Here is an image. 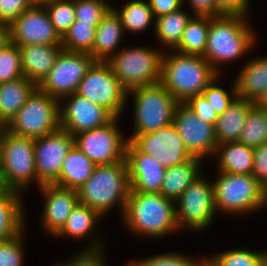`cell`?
I'll return each mask as SVG.
<instances>
[{
    "label": "cell",
    "instance_id": "cell-1",
    "mask_svg": "<svg viewBox=\"0 0 267 266\" xmlns=\"http://www.w3.org/2000/svg\"><path fill=\"white\" fill-rule=\"evenodd\" d=\"M247 18L227 14L209 17L207 45L203 57L219 75V65L243 57L254 47L256 35L247 24Z\"/></svg>",
    "mask_w": 267,
    "mask_h": 266
},
{
    "label": "cell",
    "instance_id": "cell-2",
    "mask_svg": "<svg viewBox=\"0 0 267 266\" xmlns=\"http://www.w3.org/2000/svg\"><path fill=\"white\" fill-rule=\"evenodd\" d=\"M122 217L126 228L138 236L160 238L179 230L175 201L161 193L130 191Z\"/></svg>",
    "mask_w": 267,
    "mask_h": 266
},
{
    "label": "cell",
    "instance_id": "cell-3",
    "mask_svg": "<svg viewBox=\"0 0 267 266\" xmlns=\"http://www.w3.org/2000/svg\"><path fill=\"white\" fill-rule=\"evenodd\" d=\"M220 76L201 55L174 52L162 59L160 83L176 98L185 103L203 91Z\"/></svg>",
    "mask_w": 267,
    "mask_h": 266
},
{
    "label": "cell",
    "instance_id": "cell-4",
    "mask_svg": "<svg viewBox=\"0 0 267 266\" xmlns=\"http://www.w3.org/2000/svg\"><path fill=\"white\" fill-rule=\"evenodd\" d=\"M130 189L127 163L116 162L96 165L91 177L77 191L80 203L104 216L116 205L124 213Z\"/></svg>",
    "mask_w": 267,
    "mask_h": 266
},
{
    "label": "cell",
    "instance_id": "cell-5",
    "mask_svg": "<svg viewBox=\"0 0 267 266\" xmlns=\"http://www.w3.org/2000/svg\"><path fill=\"white\" fill-rule=\"evenodd\" d=\"M218 172V179L212 182L216 211L246 214L267 205L265 187L252 174Z\"/></svg>",
    "mask_w": 267,
    "mask_h": 266
},
{
    "label": "cell",
    "instance_id": "cell-6",
    "mask_svg": "<svg viewBox=\"0 0 267 266\" xmlns=\"http://www.w3.org/2000/svg\"><path fill=\"white\" fill-rule=\"evenodd\" d=\"M163 55L159 48L131 47L117 51L105 62L128 92L160 82Z\"/></svg>",
    "mask_w": 267,
    "mask_h": 266
},
{
    "label": "cell",
    "instance_id": "cell-7",
    "mask_svg": "<svg viewBox=\"0 0 267 266\" xmlns=\"http://www.w3.org/2000/svg\"><path fill=\"white\" fill-rule=\"evenodd\" d=\"M134 97L133 134H145L173 123L174 112L179 103L159 82L137 87L127 92Z\"/></svg>",
    "mask_w": 267,
    "mask_h": 266
},
{
    "label": "cell",
    "instance_id": "cell-8",
    "mask_svg": "<svg viewBox=\"0 0 267 266\" xmlns=\"http://www.w3.org/2000/svg\"><path fill=\"white\" fill-rule=\"evenodd\" d=\"M60 101L37 88L5 126L23 137L40 138L60 128Z\"/></svg>",
    "mask_w": 267,
    "mask_h": 266
},
{
    "label": "cell",
    "instance_id": "cell-9",
    "mask_svg": "<svg viewBox=\"0 0 267 266\" xmlns=\"http://www.w3.org/2000/svg\"><path fill=\"white\" fill-rule=\"evenodd\" d=\"M0 165L15 191L23 192L32 182L42 186L37 178L33 138L18 136L4 129L0 133Z\"/></svg>",
    "mask_w": 267,
    "mask_h": 266
},
{
    "label": "cell",
    "instance_id": "cell-10",
    "mask_svg": "<svg viewBox=\"0 0 267 266\" xmlns=\"http://www.w3.org/2000/svg\"><path fill=\"white\" fill-rule=\"evenodd\" d=\"M175 206L179 229L186 228L198 232L207 230L217 212L213 184L201 174L175 201Z\"/></svg>",
    "mask_w": 267,
    "mask_h": 266
},
{
    "label": "cell",
    "instance_id": "cell-11",
    "mask_svg": "<svg viewBox=\"0 0 267 266\" xmlns=\"http://www.w3.org/2000/svg\"><path fill=\"white\" fill-rule=\"evenodd\" d=\"M76 94L120 117L127 104V91L105 61H94L79 83Z\"/></svg>",
    "mask_w": 267,
    "mask_h": 266
},
{
    "label": "cell",
    "instance_id": "cell-12",
    "mask_svg": "<svg viewBox=\"0 0 267 266\" xmlns=\"http://www.w3.org/2000/svg\"><path fill=\"white\" fill-rule=\"evenodd\" d=\"M118 117L108 124L74 135L75 145L96 165L126 162L125 139L118 126Z\"/></svg>",
    "mask_w": 267,
    "mask_h": 266
},
{
    "label": "cell",
    "instance_id": "cell-13",
    "mask_svg": "<svg viewBox=\"0 0 267 266\" xmlns=\"http://www.w3.org/2000/svg\"><path fill=\"white\" fill-rule=\"evenodd\" d=\"M94 61L90 54L62 49L38 88L61 101L62 98L76 93L79 83Z\"/></svg>",
    "mask_w": 267,
    "mask_h": 266
},
{
    "label": "cell",
    "instance_id": "cell-14",
    "mask_svg": "<svg viewBox=\"0 0 267 266\" xmlns=\"http://www.w3.org/2000/svg\"><path fill=\"white\" fill-rule=\"evenodd\" d=\"M173 125L191 157L204 161L214 156L218 145L214 125L198 118L185 103L177 104Z\"/></svg>",
    "mask_w": 267,
    "mask_h": 266
},
{
    "label": "cell",
    "instance_id": "cell-15",
    "mask_svg": "<svg viewBox=\"0 0 267 266\" xmlns=\"http://www.w3.org/2000/svg\"><path fill=\"white\" fill-rule=\"evenodd\" d=\"M74 145V136L61 128L34 139L35 167L41 185L53 184L59 178L64 159Z\"/></svg>",
    "mask_w": 267,
    "mask_h": 266
},
{
    "label": "cell",
    "instance_id": "cell-16",
    "mask_svg": "<svg viewBox=\"0 0 267 266\" xmlns=\"http://www.w3.org/2000/svg\"><path fill=\"white\" fill-rule=\"evenodd\" d=\"M128 141L141 152L151 154L166 169L191 158L173 123L149 133L132 134Z\"/></svg>",
    "mask_w": 267,
    "mask_h": 266
},
{
    "label": "cell",
    "instance_id": "cell-17",
    "mask_svg": "<svg viewBox=\"0 0 267 266\" xmlns=\"http://www.w3.org/2000/svg\"><path fill=\"white\" fill-rule=\"evenodd\" d=\"M10 42L24 45H61L44 6H30L10 25Z\"/></svg>",
    "mask_w": 267,
    "mask_h": 266
},
{
    "label": "cell",
    "instance_id": "cell-18",
    "mask_svg": "<svg viewBox=\"0 0 267 266\" xmlns=\"http://www.w3.org/2000/svg\"><path fill=\"white\" fill-rule=\"evenodd\" d=\"M64 99L67 100V103H64L66 101ZM61 100H63V103L60 102L59 106L60 128L68 131L73 136L102 127L115 118L102 106L76 93L68 95Z\"/></svg>",
    "mask_w": 267,
    "mask_h": 266
},
{
    "label": "cell",
    "instance_id": "cell-19",
    "mask_svg": "<svg viewBox=\"0 0 267 266\" xmlns=\"http://www.w3.org/2000/svg\"><path fill=\"white\" fill-rule=\"evenodd\" d=\"M130 191L160 193L166 168L151 154L141 152L131 141L126 146Z\"/></svg>",
    "mask_w": 267,
    "mask_h": 266
},
{
    "label": "cell",
    "instance_id": "cell-20",
    "mask_svg": "<svg viewBox=\"0 0 267 266\" xmlns=\"http://www.w3.org/2000/svg\"><path fill=\"white\" fill-rule=\"evenodd\" d=\"M39 188L45 196L41 218L42 226L47 233L55 236L79 203L78 191L54 184H44Z\"/></svg>",
    "mask_w": 267,
    "mask_h": 266
},
{
    "label": "cell",
    "instance_id": "cell-21",
    "mask_svg": "<svg viewBox=\"0 0 267 266\" xmlns=\"http://www.w3.org/2000/svg\"><path fill=\"white\" fill-rule=\"evenodd\" d=\"M62 49V45L19 46L24 77L39 86L54 66Z\"/></svg>",
    "mask_w": 267,
    "mask_h": 266
},
{
    "label": "cell",
    "instance_id": "cell-22",
    "mask_svg": "<svg viewBox=\"0 0 267 266\" xmlns=\"http://www.w3.org/2000/svg\"><path fill=\"white\" fill-rule=\"evenodd\" d=\"M124 33L119 15L111 8L96 27L92 58L95 61H106L116 54Z\"/></svg>",
    "mask_w": 267,
    "mask_h": 266
},
{
    "label": "cell",
    "instance_id": "cell-23",
    "mask_svg": "<svg viewBox=\"0 0 267 266\" xmlns=\"http://www.w3.org/2000/svg\"><path fill=\"white\" fill-rule=\"evenodd\" d=\"M235 79L238 98L256 102L267 89V57L248 60Z\"/></svg>",
    "mask_w": 267,
    "mask_h": 266
},
{
    "label": "cell",
    "instance_id": "cell-24",
    "mask_svg": "<svg viewBox=\"0 0 267 266\" xmlns=\"http://www.w3.org/2000/svg\"><path fill=\"white\" fill-rule=\"evenodd\" d=\"M254 104L252 101L237 97L227 110L218 115L214 123L217 144L238 141L246 123L248 111Z\"/></svg>",
    "mask_w": 267,
    "mask_h": 266
},
{
    "label": "cell",
    "instance_id": "cell-25",
    "mask_svg": "<svg viewBox=\"0 0 267 266\" xmlns=\"http://www.w3.org/2000/svg\"><path fill=\"white\" fill-rule=\"evenodd\" d=\"M254 148L238 141L218 144L214 158L218 160V171L231 174H252Z\"/></svg>",
    "mask_w": 267,
    "mask_h": 266
},
{
    "label": "cell",
    "instance_id": "cell-26",
    "mask_svg": "<svg viewBox=\"0 0 267 266\" xmlns=\"http://www.w3.org/2000/svg\"><path fill=\"white\" fill-rule=\"evenodd\" d=\"M96 164L76 145L67 154L54 185L78 190L93 174Z\"/></svg>",
    "mask_w": 267,
    "mask_h": 266
},
{
    "label": "cell",
    "instance_id": "cell-27",
    "mask_svg": "<svg viewBox=\"0 0 267 266\" xmlns=\"http://www.w3.org/2000/svg\"><path fill=\"white\" fill-rule=\"evenodd\" d=\"M37 88L35 83L24 76L0 83V120L5 126Z\"/></svg>",
    "mask_w": 267,
    "mask_h": 266
},
{
    "label": "cell",
    "instance_id": "cell-28",
    "mask_svg": "<svg viewBox=\"0 0 267 266\" xmlns=\"http://www.w3.org/2000/svg\"><path fill=\"white\" fill-rule=\"evenodd\" d=\"M202 163V160L191 157L185 163L167 168L160 193L166 198L176 201L184 190L202 174Z\"/></svg>",
    "mask_w": 267,
    "mask_h": 266
},
{
    "label": "cell",
    "instance_id": "cell-29",
    "mask_svg": "<svg viewBox=\"0 0 267 266\" xmlns=\"http://www.w3.org/2000/svg\"><path fill=\"white\" fill-rule=\"evenodd\" d=\"M22 193L14 191L10 196L0 198V241L19 235L25 227V213Z\"/></svg>",
    "mask_w": 267,
    "mask_h": 266
},
{
    "label": "cell",
    "instance_id": "cell-30",
    "mask_svg": "<svg viewBox=\"0 0 267 266\" xmlns=\"http://www.w3.org/2000/svg\"><path fill=\"white\" fill-rule=\"evenodd\" d=\"M192 17L181 8L178 11L155 18L153 26L156 38L163 46L174 51L179 46L183 31Z\"/></svg>",
    "mask_w": 267,
    "mask_h": 266
},
{
    "label": "cell",
    "instance_id": "cell-31",
    "mask_svg": "<svg viewBox=\"0 0 267 266\" xmlns=\"http://www.w3.org/2000/svg\"><path fill=\"white\" fill-rule=\"evenodd\" d=\"M100 218L102 216L96 210L79 202L72 210L62 229L54 237H71L76 241L88 237L92 234L91 232H93Z\"/></svg>",
    "mask_w": 267,
    "mask_h": 266
},
{
    "label": "cell",
    "instance_id": "cell-32",
    "mask_svg": "<svg viewBox=\"0 0 267 266\" xmlns=\"http://www.w3.org/2000/svg\"><path fill=\"white\" fill-rule=\"evenodd\" d=\"M208 30V16H193L183 31L179 46L174 51L203 56L206 51Z\"/></svg>",
    "mask_w": 267,
    "mask_h": 266
},
{
    "label": "cell",
    "instance_id": "cell-33",
    "mask_svg": "<svg viewBox=\"0 0 267 266\" xmlns=\"http://www.w3.org/2000/svg\"><path fill=\"white\" fill-rule=\"evenodd\" d=\"M112 8L119 15L124 31L135 34L145 31L150 27L151 22L155 24V17L148 1L131 0L120 10L115 7Z\"/></svg>",
    "mask_w": 267,
    "mask_h": 266
},
{
    "label": "cell",
    "instance_id": "cell-34",
    "mask_svg": "<svg viewBox=\"0 0 267 266\" xmlns=\"http://www.w3.org/2000/svg\"><path fill=\"white\" fill-rule=\"evenodd\" d=\"M267 141V109L254 104L248 111L246 123L238 142L255 148Z\"/></svg>",
    "mask_w": 267,
    "mask_h": 266
},
{
    "label": "cell",
    "instance_id": "cell-35",
    "mask_svg": "<svg viewBox=\"0 0 267 266\" xmlns=\"http://www.w3.org/2000/svg\"><path fill=\"white\" fill-rule=\"evenodd\" d=\"M96 27L74 21L61 38L63 49L73 52L92 53Z\"/></svg>",
    "mask_w": 267,
    "mask_h": 266
},
{
    "label": "cell",
    "instance_id": "cell-36",
    "mask_svg": "<svg viewBox=\"0 0 267 266\" xmlns=\"http://www.w3.org/2000/svg\"><path fill=\"white\" fill-rule=\"evenodd\" d=\"M218 266H267V251L232 249L212 256Z\"/></svg>",
    "mask_w": 267,
    "mask_h": 266
},
{
    "label": "cell",
    "instance_id": "cell-37",
    "mask_svg": "<svg viewBox=\"0 0 267 266\" xmlns=\"http://www.w3.org/2000/svg\"><path fill=\"white\" fill-rule=\"evenodd\" d=\"M44 7L55 31L62 38L75 21L74 0H49Z\"/></svg>",
    "mask_w": 267,
    "mask_h": 266
},
{
    "label": "cell",
    "instance_id": "cell-38",
    "mask_svg": "<svg viewBox=\"0 0 267 266\" xmlns=\"http://www.w3.org/2000/svg\"><path fill=\"white\" fill-rule=\"evenodd\" d=\"M112 7L105 0H74L75 20L97 27Z\"/></svg>",
    "mask_w": 267,
    "mask_h": 266
},
{
    "label": "cell",
    "instance_id": "cell-39",
    "mask_svg": "<svg viewBox=\"0 0 267 266\" xmlns=\"http://www.w3.org/2000/svg\"><path fill=\"white\" fill-rule=\"evenodd\" d=\"M23 76L19 46L10 42L0 51V83Z\"/></svg>",
    "mask_w": 267,
    "mask_h": 266
},
{
    "label": "cell",
    "instance_id": "cell-40",
    "mask_svg": "<svg viewBox=\"0 0 267 266\" xmlns=\"http://www.w3.org/2000/svg\"><path fill=\"white\" fill-rule=\"evenodd\" d=\"M101 239L93 236L89 241V247L78 253L76 256L69 260L62 262V266H108L104 261L105 253L103 252V245Z\"/></svg>",
    "mask_w": 267,
    "mask_h": 266
},
{
    "label": "cell",
    "instance_id": "cell-41",
    "mask_svg": "<svg viewBox=\"0 0 267 266\" xmlns=\"http://www.w3.org/2000/svg\"><path fill=\"white\" fill-rule=\"evenodd\" d=\"M219 76L212 81V83L203 91V95L208 100L210 105L213 107L214 111L220 115L233 103V101L238 97L235 89V83L231 86L230 93L225 89L216 86V82ZM232 95V96H231Z\"/></svg>",
    "mask_w": 267,
    "mask_h": 266
},
{
    "label": "cell",
    "instance_id": "cell-42",
    "mask_svg": "<svg viewBox=\"0 0 267 266\" xmlns=\"http://www.w3.org/2000/svg\"><path fill=\"white\" fill-rule=\"evenodd\" d=\"M23 232L17 236L0 241V266H23Z\"/></svg>",
    "mask_w": 267,
    "mask_h": 266
},
{
    "label": "cell",
    "instance_id": "cell-43",
    "mask_svg": "<svg viewBox=\"0 0 267 266\" xmlns=\"http://www.w3.org/2000/svg\"><path fill=\"white\" fill-rule=\"evenodd\" d=\"M199 261L179 253H163L135 260L127 266H198Z\"/></svg>",
    "mask_w": 267,
    "mask_h": 266
},
{
    "label": "cell",
    "instance_id": "cell-44",
    "mask_svg": "<svg viewBox=\"0 0 267 266\" xmlns=\"http://www.w3.org/2000/svg\"><path fill=\"white\" fill-rule=\"evenodd\" d=\"M30 6L27 0H0V24L10 25Z\"/></svg>",
    "mask_w": 267,
    "mask_h": 266
},
{
    "label": "cell",
    "instance_id": "cell-45",
    "mask_svg": "<svg viewBox=\"0 0 267 266\" xmlns=\"http://www.w3.org/2000/svg\"><path fill=\"white\" fill-rule=\"evenodd\" d=\"M185 104L190 107L198 118L210 124L214 125L218 118V114L203 94L189 98Z\"/></svg>",
    "mask_w": 267,
    "mask_h": 266
},
{
    "label": "cell",
    "instance_id": "cell-46",
    "mask_svg": "<svg viewBox=\"0 0 267 266\" xmlns=\"http://www.w3.org/2000/svg\"><path fill=\"white\" fill-rule=\"evenodd\" d=\"M252 175L267 186V141L254 148Z\"/></svg>",
    "mask_w": 267,
    "mask_h": 266
},
{
    "label": "cell",
    "instance_id": "cell-47",
    "mask_svg": "<svg viewBox=\"0 0 267 266\" xmlns=\"http://www.w3.org/2000/svg\"><path fill=\"white\" fill-rule=\"evenodd\" d=\"M220 8V16L242 15L247 17L250 11V0H217Z\"/></svg>",
    "mask_w": 267,
    "mask_h": 266
},
{
    "label": "cell",
    "instance_id": "cell-48",
    "mask_svg": "<svg viewBox=\"0 0 267 266\" xmlns=\"http://www.w3.org/2000/svg\"><path fill=\"white\" fill-rule=\"evenodd\" d=\"M185 0H183L184 3ZM192 8L193 16H220V8L217 0H188Z\"/></svg>",
    "mask_w": 267,
    "mask_h": 266
},
{
    "label": "cell",
    "instance_id": "cell-49",
    "mask_svg": "<svg viewBox=\"0 0 267 266\" xmlns=\"http://www.w3.org/2000/svg\"><path fill=\"white\" fill-rule=\"evenodd\" d=\"M155 18L178 11L182 8L183 0H148Z\"/></svg>",
    "mask_w": 267,
    "mask_h": 266
},
{
    "label": "cell",
    "instance_id": "cell-50",
    "mask_svg": "<svg viewBox=\"0 0 267 266\" xmlns=\"http://www.w3.org/2000/svg\"><path fill=\"white\" fill-rule=\"evenodd\" d=\"M14 191L7 181L4 169L0 165V198L10 196Z\"/></svg>",
    "mask_w": 267,
    "mask_h": 266
},
{
    "label": "cell",
    "instance_id": "cell-51",
    "mask_svg": "<svg viewBox=\"0 0 267 266\" xmlns=\"http://www.w3.org/2000/svg\"><path fill=\"white\" fill-rule=\"evenodd\" d=\"M10 43V26L0 24V51Z\"/></svg>",
    "mask_w": 267,
    "mask_h": 266
},
{
    "label": "cell",
    "instance_id": "cell-52",
    "mask_svg": "<svg viewBox=\"0 0 267 266\" xmlns=\"http://www.w3.org/2000/svg\"><path fill=\"white\" fill-rule=\"evenodd\" d=\"M257 106L267 109V89L261 95V97L255 102Z\"/></svg>",
    "mask_w": 267,
    "mask_h": 266
},
{
    "label": "cell",
    "instance_id": "cell-53",
    "mask_svg": "<svg viewBox=\"0 0 267 266\" xmlns=\"http://www.w3.org/2000/svg\"><path fill=\"white\" fill-rule=\"evenodd\" d=\"M198 266H218V264L212 259L209 258L208 259L205 257H203V259H200Z\"/></svg>",
    "mask_w": 267,
    "mask_h": 266
},
{
    "label": "cell",
    "instance_id": "cell-54",
    "mask_svg": "<svg viewBox=\"0 0 267 266\" xmlns=\"http://www.w3.org/2000/svg\"><path fill=\"white\" fill-rule=\"evenodd\" d=\"M49 0H27L31 6H44Z\"/></svg>",
    "mask_w": 267,
    "mask_h": 266
},
{
    "label": "cell",
    "instance_id": "cell-55",
    "mask_svg": "<svg viewBox=\"0 0 267 266\" xmlns=\"http://www.w3.org/2000/svg\"><path fill=\"white\" fill-rule=\"evenodd\" d=\"M5 129V125L0 120V133Z\"/></svg>",
    "mask_w": 267,
    "mask_h": 266
},
{
    "label": "cell",
    "instance_id": "cell-56",
    "mask_svg": "<svg viewBox=\"0 0 267 266\" xmlns=\"http://www.w3.org/2000/svg\"><path fill=\"white\" fill-rule=\"evenodd\" d=\"M265 194H266V198H267V186L265 187Z\"/></svg>",
    "mask_w": 267,
    "mask_h": 266
}]
</instances>
